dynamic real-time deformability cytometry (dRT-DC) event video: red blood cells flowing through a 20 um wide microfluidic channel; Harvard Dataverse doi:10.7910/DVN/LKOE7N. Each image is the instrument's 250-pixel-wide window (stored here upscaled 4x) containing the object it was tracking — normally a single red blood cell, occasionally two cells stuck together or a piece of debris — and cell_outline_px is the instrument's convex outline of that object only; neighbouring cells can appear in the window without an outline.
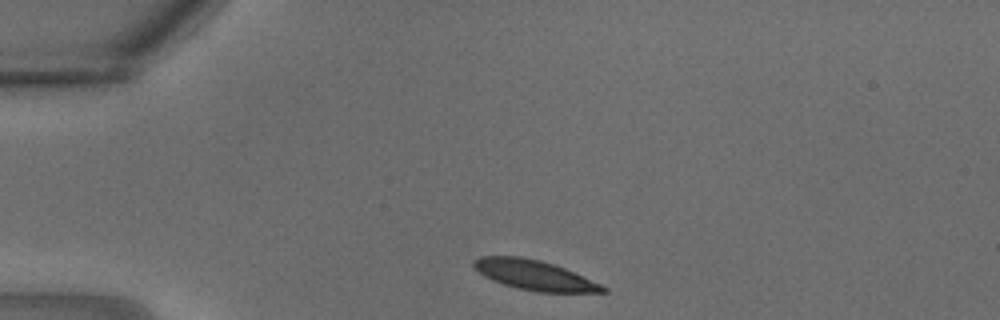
{"species": "common noctule bat (a hibernating species)", "species_latin": "Nyctalus noctula", "temperature_condition": "warm", "stored_images_in_passage": 25, "camera_frame_rate_fps": 3000, "um_per_image_px": 0.085, "animal": {"sex": "male", "body_mass_g": 18.8}, "frame": {"image": 1, "passage_image": 1, "time_ms": 0.0, "image_size_px": [1000, 320], "cell_outline_px": [[608, 292], [536, 292], [504, 284], [492, 280], [484, 276], [472, 268], [472, 260], [480, 256], [520, 256], [540, 260], [564, 268], [600, 284], [608, 288]], "centroid_in_image_um": [45.36, 23.37], "position_along_channel_um": 39.6, "area_um2": 22.31}}
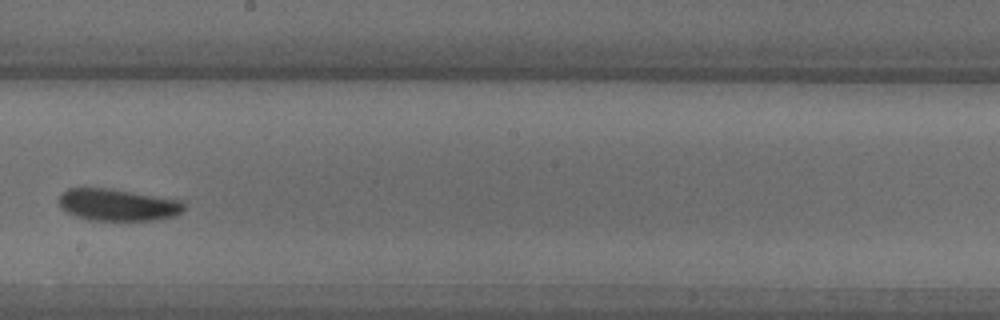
{"frame": {"image": 2, "passage_image": 12, "time_ms": 3.667, "image_size_px": [1000, 320], "cell_outline_px": [[184, 208], [180, 212], [172, 216], [152, 220], [92, 220], [76, 216], [60, 208], [60, 196], [68, 188], [108, 188], [184, 200]], "centroid_in_image_um": [10.02, 17.4], "position_along_channel_um": 238.2, "area_um2": 23.06}}
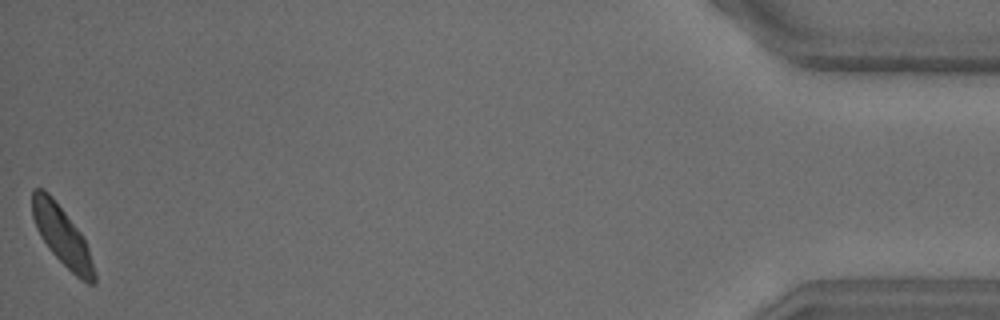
{"frame": {"image": 3, "passage_image": 25, "time_ms": 8.0, "image_size_px": [1000, 320], "cell_outline_px": [[96, 284], [88, 284], [80, 280], [48, 248], [40, 236], [36, 228], [32, 216], [32, 188], [44, 188], [52, 196], [80, 232], [88, 248], [96, 272]], "centroid_in_image_um": [5.27, 20.05], "position_along_channel_um": 429.9, "area_um2": 21.27}}